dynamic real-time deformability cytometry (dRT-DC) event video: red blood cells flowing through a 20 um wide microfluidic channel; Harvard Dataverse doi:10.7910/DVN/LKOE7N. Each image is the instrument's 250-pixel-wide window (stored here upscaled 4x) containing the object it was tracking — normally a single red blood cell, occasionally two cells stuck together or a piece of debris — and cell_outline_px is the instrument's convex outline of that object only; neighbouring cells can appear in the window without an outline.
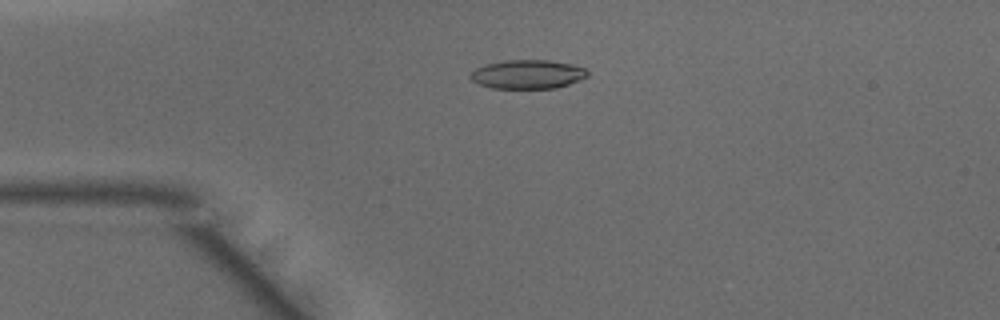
{"species": "common noctule bat (a hibernating species)", "species_latin": "Nyctalus noctula", "temperature_condition": "warm", "stored_images_in_passage": 38, "camera_frame_rate_fps": 3000, "um_per_image_px": 0.085, "animal": {"sex": "male", "body_mass_g": 15.6}, "frame": {"image": 1, "passage_image": 1, "time_ms": 0.0, "image_size_px": [1000, 320], "cell_outline_px": [[588, 76], [580, 80], [556, 88], [492, 88], [480, 84], [472, 80], [472, 72], [476, 68], [484, 64], [508, 60], [548, 60], [572, 64], [584, 68], [588, 72]], "centroid_in_image_um": [44.88, 6.31], "position_along_channel_um": 40.1, "area_um2": 19.54}}
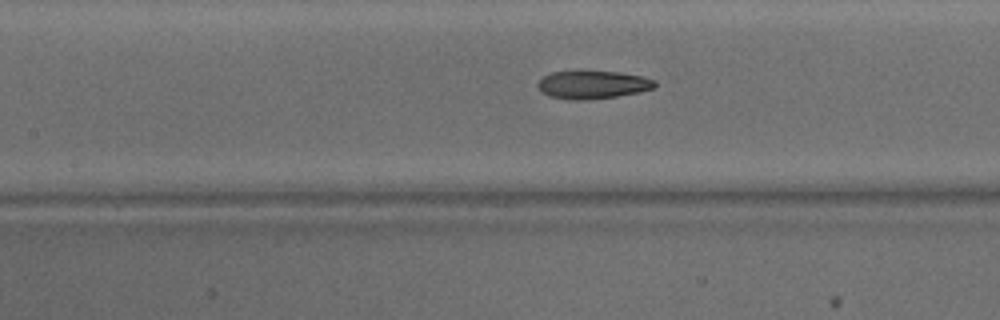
{"frame": {"image": 2, "passage_image": 11, "time_ms": 3.333, "image_size_px": [1000, 320], "cell_outline_px": [[656, 84], [652, 88], [636, 92], [616, 96], [584, 100], [568, 100], [548, 96], [540, 92], [536, 84], [544, 76], [552, 72], [620, 72], [640, 76], [652, 80]], "centroid_in_image_um": [50.29, 7.22], "position_along_channel_um": 157.1, "area_um2": 18.73}}
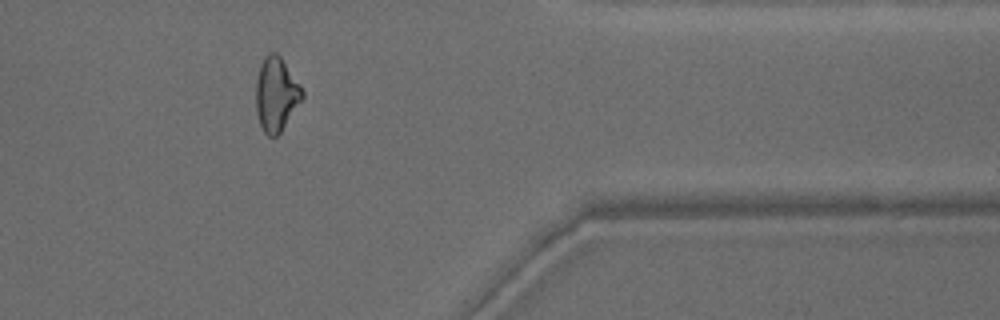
{"frame": {"image": 3, "passage_image": 29, "time_ms": 9.333, "image_size_px": [1000, 320], "cell_outline_px": [[304, 96], [280, 132], [276, 136], [268, 136], [264, 132], [260, 124], [256, 112], [256, 80], [260, 64], [264, 56], [268, 52], [276, 52], [280, 56], [300, 84], [304, 92]], "centroid_in_image_um": [23.46, 7.98], "position_along_channel_um": 387.9, "area_um2": 19.88}, "authors_computed_cell_mechanics": {"area_um2": 19.8543, "velocity_mm_per_s": 4.1769, "shape_relaxation_time_tau1_ms": null, "shape_relaxation_time_tau2_ms": 2.8813, "deformation_change_tau1": null, "deformation_change_tau2": 0.1112}}